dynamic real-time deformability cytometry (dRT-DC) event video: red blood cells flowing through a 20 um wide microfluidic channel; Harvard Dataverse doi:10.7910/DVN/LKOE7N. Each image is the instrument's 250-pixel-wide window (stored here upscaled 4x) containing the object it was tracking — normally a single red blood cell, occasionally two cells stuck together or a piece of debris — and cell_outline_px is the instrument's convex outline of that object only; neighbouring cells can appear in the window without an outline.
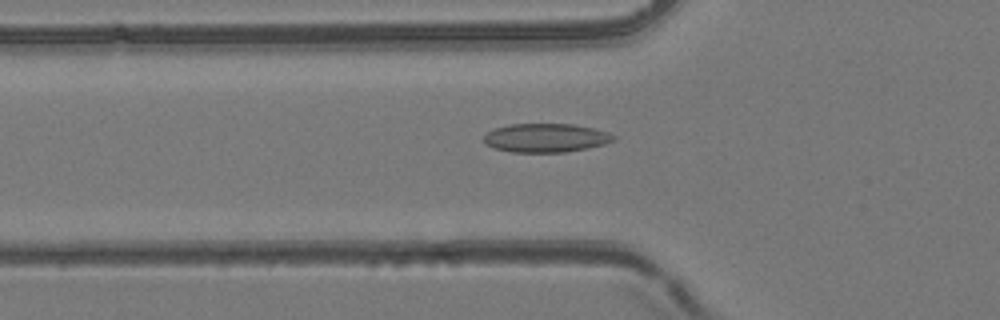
{"species": "common noctule bat (a hibernating species)", "species_latin": "Nyctalus noctula", "temperature_condition": "room temperature", "stored_images_in_passage": 54, "camera_frame_rate_fps": 3000, "um_per_image_px": 0.085, "animal": {"sex": "female", "body_mass_g": 24.6, "forearm_length_mm": 56.2}, "frame": {"image": 1, "passage_image": 19, "time_ms": 6.0, "image_size_px": [1000, 320], "cell_outline_px": [[616, 140], [604, 144], [588, 148], [564, 152], [512, 152], [492, 148], [484, 144], [484, 136], [488, 132], [496, 128], [508, 124], [572, 124], [592, 128], [608, 132], [616, 136]], "centroid_in_image_um": [46.39, 11.72], "position_along_channel_um": 79.4, "area_um2": 21.79}}
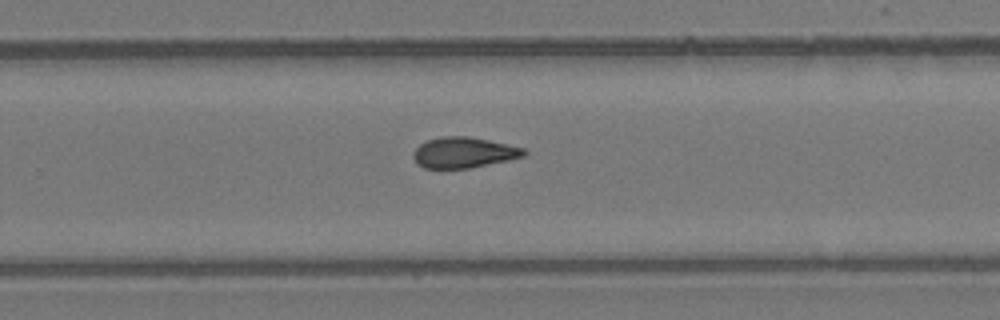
{"frame": {"image": 2, "passage_image": 35, "time_ms": 11.333, "image_size_px": [1000, 320], "cell_outline_px": [[528, 152], [524, 156], [508, 160], [472, 168], [424, 168], [416, 164], [412, 156], [412, 152], [420, 144], [428, 140], [440, 136], [468, 136], [488, 140], [524, 148]], "centroid_in_image_um": [39.39, 12.97], "position_along_channel_um": 290.4, "area_um2": 19.88}}
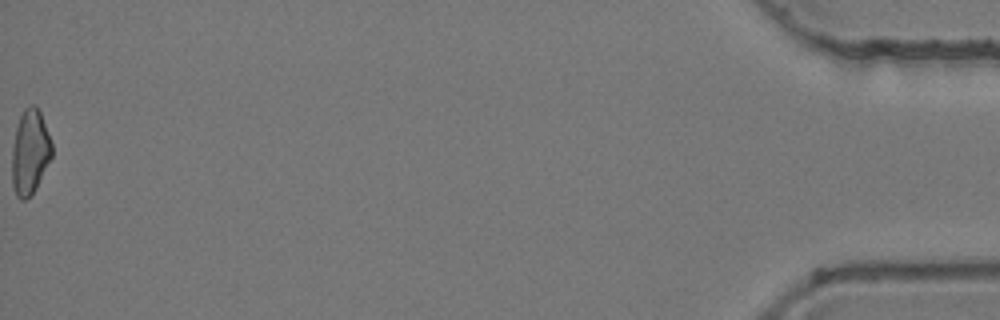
{"frame": {"image": 3, "passage_image": 54, "time_ms": 17.667, "image_size_px": [1000, 320], "cell_outline_px": [[52, 156], [36, 188], [24, 200], [20, 200], [16, 196], [12, 184], [12, 144], [16, 128], [20, 116], [24, 108], [32, 104], [36, 104], [40, 112], [52, 144]], "centroid_in_image_um": [2.53, 12.91], "position_along_channel_um": 432.7, "area_um2": 19.65}, "authors_computed_cell_mechanics": {"area_um2": 20.23, "velocity_mm_per_s": 3.9419, "shape_relaxation_time_tau1_ms": null, "shape_relaxation_time_tau2_ms": 7.6007, "deformation_change_tau1": null, "deformation_change_tau2": 0.1446}}